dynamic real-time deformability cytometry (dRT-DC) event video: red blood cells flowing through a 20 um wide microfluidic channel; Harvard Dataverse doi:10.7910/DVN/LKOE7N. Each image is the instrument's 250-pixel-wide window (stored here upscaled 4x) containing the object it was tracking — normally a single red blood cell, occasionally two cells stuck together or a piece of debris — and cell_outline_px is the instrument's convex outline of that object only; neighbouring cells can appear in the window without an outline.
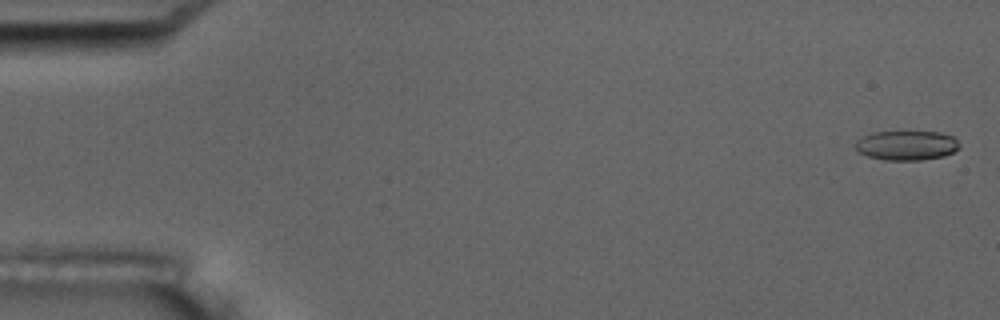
{"species": "common noctule bat (a hibernating species)", "species_latin": "Nyctalus noctula", "temperature_condition": "room temperature", "stored_images_in_passage": 5, "camera_frame_rate_fps": 3000, "um_per_image_px": 0.085, "animal": {"sex": "male", "body_mass_g": 17.5, "forearm_length_mm": 52.3}, "frame": {"image": 1, "passage_image": 1, "time_ms": 0.0, "image_size_px": [1000, 320], "cell_outline_px": [[960, 148], [944, 156], [920, 160], [884, 160], [868, 156], [860, 152], [856, 148], [856, 140], [872, 132], [940, 132], [952, 136], [960, 144]], "centroid_in_image_um": [77.08, 12.36], "position_along_channel_um": 7.9, "area_um2": 17.8}}